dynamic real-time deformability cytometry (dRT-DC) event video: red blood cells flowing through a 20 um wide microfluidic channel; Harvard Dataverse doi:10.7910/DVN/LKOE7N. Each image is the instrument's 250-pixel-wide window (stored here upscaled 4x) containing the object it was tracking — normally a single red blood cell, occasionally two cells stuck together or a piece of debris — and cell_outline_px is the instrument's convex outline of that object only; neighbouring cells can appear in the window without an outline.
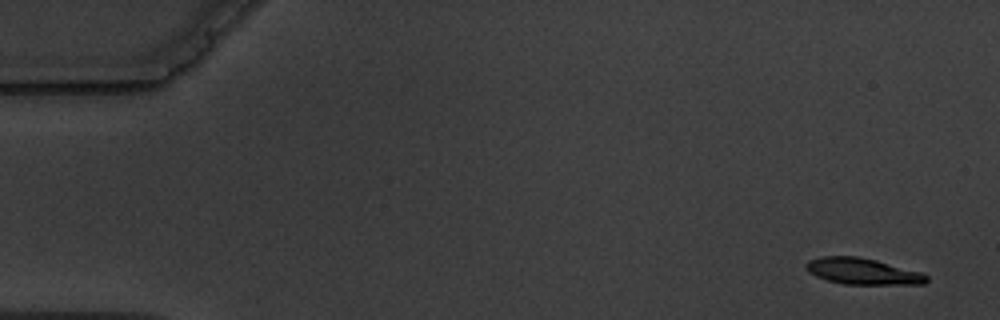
{"species": "common noctule bat (a hibernating species)", "species_latin": "Nyctalus noctula", "temperature_condition": "warm", "stored_images_in_passage": 5, "camera_frame_rate_fps": 3000, "um_per_image_px": 0.085, "animal": {"sex": "male", "body_mass_g": 19.5, "forearm_length_mm": 54.6}, "frame": {"image": 1, "passage_image": 1, "time_ms": 0.0, "image_size_px": [1000, 320], "cell_outline_px": [[928, 280], [924, 284], [844, 284], [828, 280], [816, 276], [808, 272], [804, 268], [804, 264], [808, 260], [820, 256], [856, 256], [876, 260], [920, 272], [928, 276]], "centroid_in_image_um": [73.27, 23.05], "position_along_channel_um": 11.7, "area_um2": 18.44}}
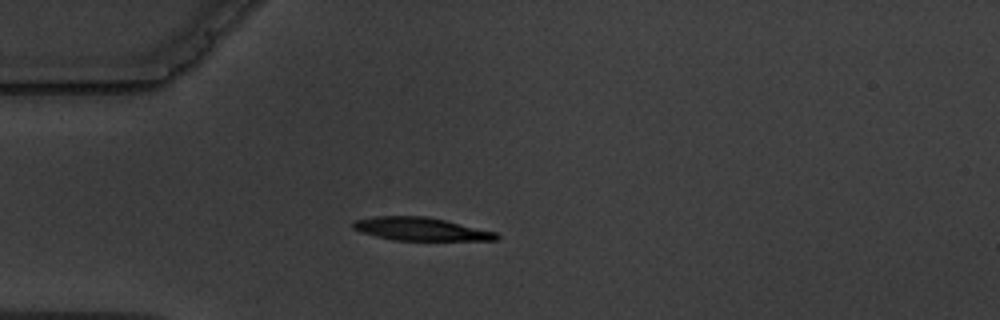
{"frame": {"image": 2, "passage_image": 5, "time_ms": 4.333, "image_size_px": [1000, 320], "cell_outline_px": [[500, 240], [396, 240], [376, 236], [352, 228], [352, 224], [356, 220], [372, 216], [424, 216], [444, 220], [496, 232], [500, 236]], "centroid_in_image_um": [35.78, 19.46], "position_along_channel_um": 49.2, "area_um2": 19.02}}